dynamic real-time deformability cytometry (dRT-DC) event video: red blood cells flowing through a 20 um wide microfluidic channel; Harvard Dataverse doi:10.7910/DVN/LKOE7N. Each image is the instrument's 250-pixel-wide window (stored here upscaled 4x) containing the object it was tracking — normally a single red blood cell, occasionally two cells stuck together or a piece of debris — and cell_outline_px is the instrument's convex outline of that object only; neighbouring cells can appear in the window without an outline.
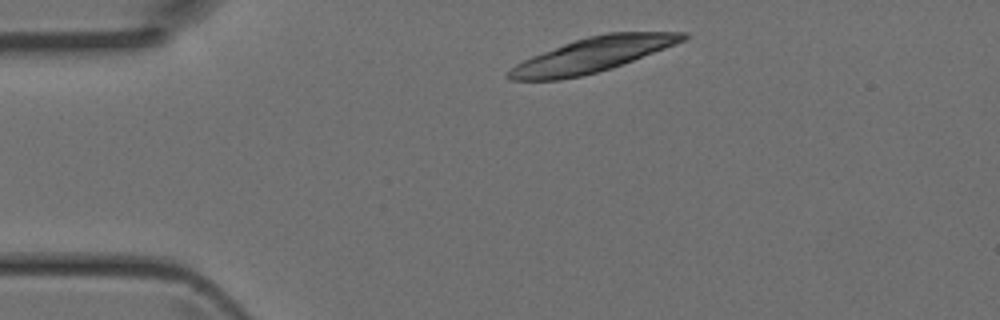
{"species": "Egyptian fruit bat (a non-hibernating species)", "species_latin": "Rousettus aegyptiacus", "temperature_condition": "room temperature", "stored_images_in_passage": 2, "camera_frame_rate_fps": 3000, "um_per_image_px": 0.085, "animal": {"sex": "female"}, "frame": {"image": 1, "passage_image": 1, "time_ms": 0.0, "image_size_px": [1000, 320], "cell_outline_px": [[688, 36], [684, 40], [676, 44], [632, 60], [596, 72], [580, 76], [560, 80], [512, 80], [504, 76], [516, 64], [532, 56], [564, 44], [588, 36], [604, 32], [688, 32]], "centroid_in_image_um": [50.35, 4.65], "position_along_channel_um": 34.6, "area_um2": 34.45}}